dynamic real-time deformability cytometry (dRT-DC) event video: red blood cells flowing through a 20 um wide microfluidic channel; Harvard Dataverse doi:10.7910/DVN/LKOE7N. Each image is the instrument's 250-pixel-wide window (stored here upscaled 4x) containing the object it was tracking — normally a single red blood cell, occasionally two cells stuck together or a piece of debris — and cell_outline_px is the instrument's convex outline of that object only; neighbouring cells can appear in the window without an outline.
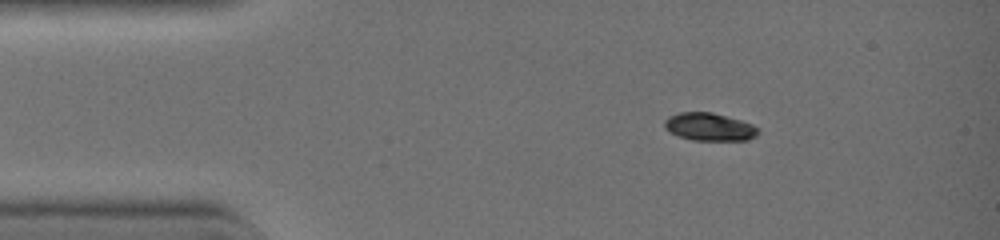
{"species": "common noctule bat (a hibernating species)", "species_latin": "Nyctalus noctula", "temperature_condition": "warm", "stored_images_in_passage": 37, "camera_frame_rate_fps": 3000, "um_per_image_px": 0.085, "animal": {"sex": "female", "body_mass_g": 19.0, "forearm_length_mm": 51.5}, "frame": {"image": 1, "passage_image": 1, "time_ms": 0.0, "image_size_px": [1000, 240], "cell_outline_px": [[756, 136], [748, 140], [692, 140], [680, 136], [664, 128], [664, 120], [668, 116], [680, 112], [712, 112], [740, 120], [752, 124], [756, 128]], "centroid_in_image_um": [60.26, 10.77], "position_along_channel_um": 24.7, "area_um2": 14.97}}
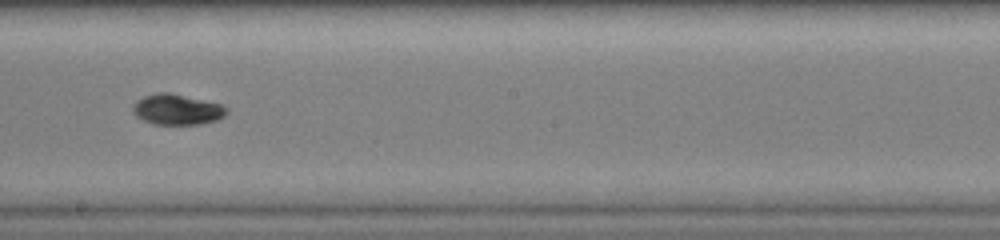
{"frame": {"image": 2, "passage_image": 19, "time_ms": 6.0, "image_size_px": [1000, 240], "cell_outline_px": [[224, 116], [216, 120], [200, 124], [152, 124], [136, 116], [132, 112], [132, 108], [136, 100], [144, 96], [156, 92], [168, 92], [220, 104], [224, 108]], "centroid_in_image_um": [14.96, 9.3], "position_along_channel_um": 233.2, "area_um2": 16.42}}
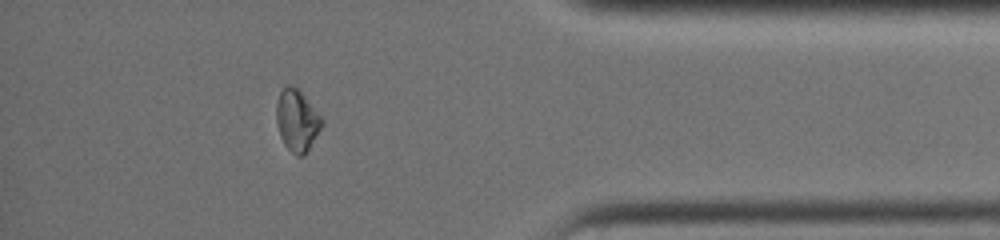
{"frame": {"image": 3, "passage_image": 32, "time_ms": 10.333, "image_size_px": [1000, 240], "cell_outline_px": [[324, 124], [304, 156], [296, 156], [284, 144], [280, 136], [276, 120], [276, 104], [280, 92], [288, 84], [300, 88], [324, 120]], "centroid_in_image_um": [25.26, 10.21], "position_along_channel_um": 409.9, "area_um2": 16.59}, "authors_computed_cell_mechanics": {"area_um2": 16.2418, "velocity_mm_per_s": 4.4987, "shape_relaxation_time_tau1_ms": 4.8408, "shape_relaxation_time_tau2_ms": 2.2337, "deformation_change_tau1": 0.206, "deformation_change_tau2": 0.0389}}